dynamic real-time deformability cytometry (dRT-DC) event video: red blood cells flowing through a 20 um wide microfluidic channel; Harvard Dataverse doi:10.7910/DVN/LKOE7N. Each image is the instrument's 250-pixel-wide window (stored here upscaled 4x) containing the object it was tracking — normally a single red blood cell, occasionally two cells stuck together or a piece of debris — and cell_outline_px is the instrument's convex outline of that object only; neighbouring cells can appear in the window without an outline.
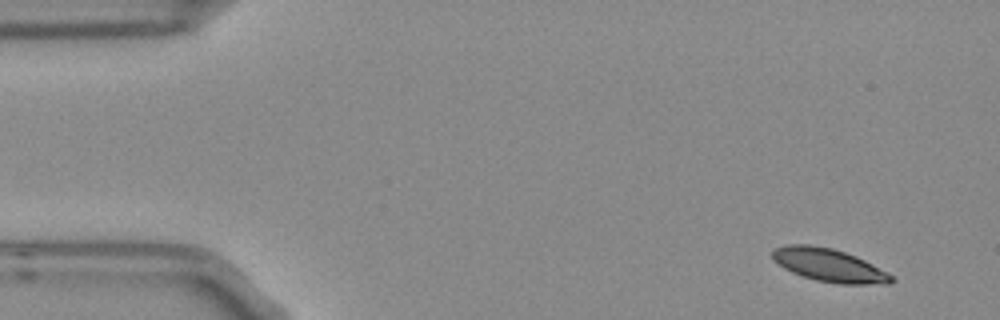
{"species": "Egyptian fruit bat (a non-hibernating species)", "species_latin": "Rousettus aegyptiacus", "temperature_condition": "room temperature", "stored_images_in_passage": 4, "camera_frame_rate_fps": 3000, "um_per_image_px": 0.085, "frame": {"image": 1, "passage_image": 1, "time_ms": 0.0, "image_size_px": [1000, 320], "cell_outline_px": [[896, 280], [888, 284], [840, 284], [816, 280], [792, 272], [784, 268], [772, 260], [772, 252], [776, 248], [784, 244], [808, 244], [832, 248], [856, 256], [864, 260], [892, 276]], "centroid_in_image_um": [70.44, 22.53], "position_along_channel_um": 14.6, "area_um2": 22.77}}
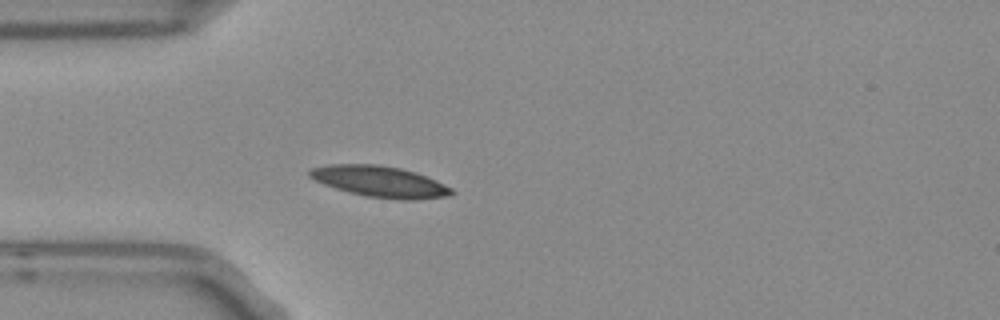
{"frame": {"image": 2, "passage_image": 4, "time_ms": 1.0, "image_size_px": [1000, 320], "cell_outline_px": [[456, 192], [448, 196], [416, 200], [400, 200], [364, 196], [348, 192], [324, 184], [308, 176], [308, 172], [312, 168], [328, 164], [376, 164], [400, 168], [416, 172], [436, 180], [452, 188]], "centroid_in_image_um": [32.31, 15.44], "position_along_channel_um": 52.7, "area_um2": 25.84}}